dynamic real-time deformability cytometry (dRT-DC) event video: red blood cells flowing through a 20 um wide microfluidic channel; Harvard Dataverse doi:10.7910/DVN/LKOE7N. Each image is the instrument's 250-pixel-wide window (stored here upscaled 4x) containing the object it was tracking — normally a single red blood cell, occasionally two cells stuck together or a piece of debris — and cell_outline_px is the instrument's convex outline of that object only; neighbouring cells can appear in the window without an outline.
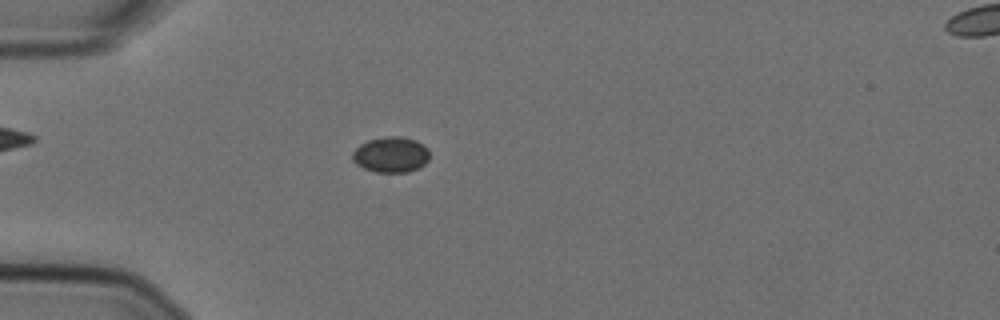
{"species": "Egyptian fruit bat (a non-hibernating species)", "species_latin": "Rousettus aegyptiacus", "temperature_condition": "cold", "stored_images_in_passage": 51, "camera_frame_rate_fps": 3000, "um_per_image_px": 0.085, "animal": {"sex": "female"}, "frame": {"image": 1, "passage_image": 11, "time_ms": 3.333, "image_size_px": [1000, 320], "cell_outline_px": [[428, 160], [420, 168], [408, 172], [376, 172], [364, 168], [356, 164], [352, 160], [352, 152], [360, 144], [368, 140], [388, 136], [400, 136], [416, 140], [424, 144], [428, 148]], "centroid_in_image_um": [33.23, 13.14], "position_along_channel_um": 51.8, "area_um2": 16.13}}
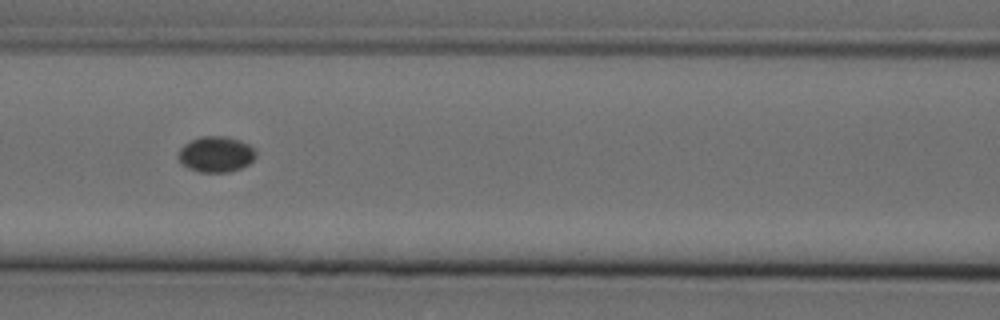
{"frame": {"image": 2, "passage_image": 20, "time_ms": 6.333, "image_size_px": [1000, 320], "cell_outline_px": [[256, 156], [248, 164], [240, 168], [228, 172], [200, 172], [188, 168], [176, 156], [180, 148], [184, 144], [200, 136], [228, 136], [240, 140], [256, 148]], "centroid_in_image_um": [18.37, 13.1], "position_along_channel_um": 148.2, "area_um2": 16.24}}
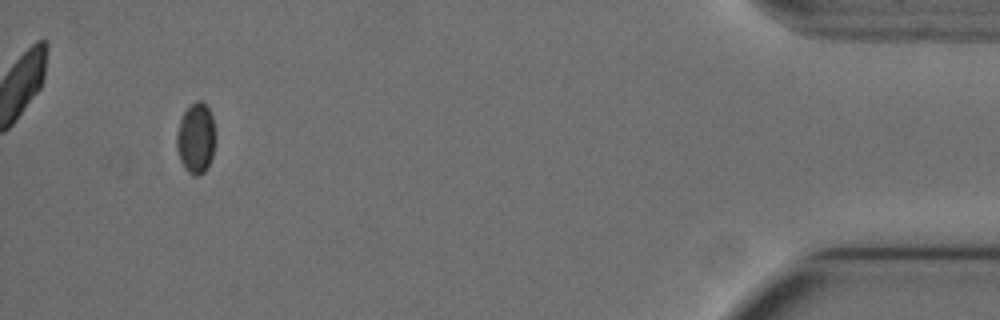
{"frame": {"image": 3, "passage_image": 48, "time_ms": 15.667, "image_size_px": [1000, 320], "cell_outline_px": [[216, 140], [212, 156], [204, 172], [200, 176], [192, 176], [184, 168], [180, 160], [176, 148], [176, 136], [180, 120], [184, 112], [196, 100], [200, 100], [208, 108], [212, 116], [216, 132]], "centroid_in_image_um": [16.66, 11.77], "position_along_channel_um": 418.5, "area_um2": 16.13}}